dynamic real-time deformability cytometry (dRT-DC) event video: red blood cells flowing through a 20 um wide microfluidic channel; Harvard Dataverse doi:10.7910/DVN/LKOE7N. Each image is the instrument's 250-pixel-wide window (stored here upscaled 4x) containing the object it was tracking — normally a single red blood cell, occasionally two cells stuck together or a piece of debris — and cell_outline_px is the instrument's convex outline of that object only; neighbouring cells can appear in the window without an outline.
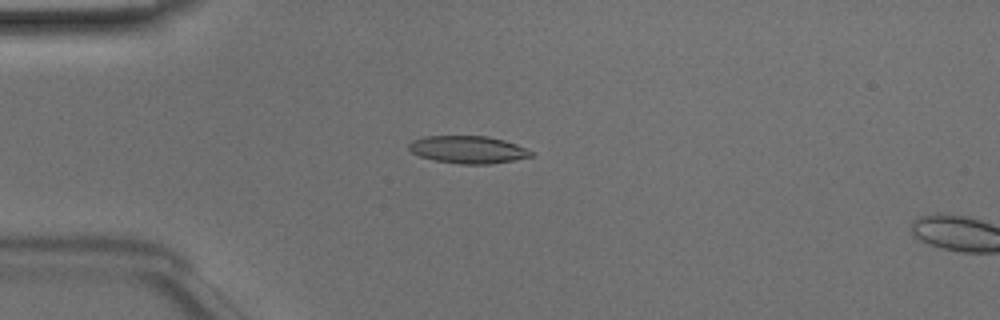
{"species": "Egyptian fruit bat (a non-hibernating species)", "species_latin": "Rousettus aegyptiacus", "temperature_condition": "room temperature", "stored_images_in_passage": 5, "camera_frame_rate_fps": 3000, "um_per_image_px": 0.085, "animal": {"sex": "male"}, "frame": {"image": 1, "passage_image": 2, "time_ms": 0.333, "image_size_px": [1000, 320], "cell_outline_px": [[532, 156], [512, 160], [488, 164], [460, 164], [432, 160], [420, 156], [412, 152], [408, 148], [408, 144], [412, 140], [424, 136], [488, 136], [504, 140], [516, 144], [532, 152]], "centroid_in_image_um": [39.73, 12.71], "position_along_channel_um": 45.3, "area_um2": 19.48}}